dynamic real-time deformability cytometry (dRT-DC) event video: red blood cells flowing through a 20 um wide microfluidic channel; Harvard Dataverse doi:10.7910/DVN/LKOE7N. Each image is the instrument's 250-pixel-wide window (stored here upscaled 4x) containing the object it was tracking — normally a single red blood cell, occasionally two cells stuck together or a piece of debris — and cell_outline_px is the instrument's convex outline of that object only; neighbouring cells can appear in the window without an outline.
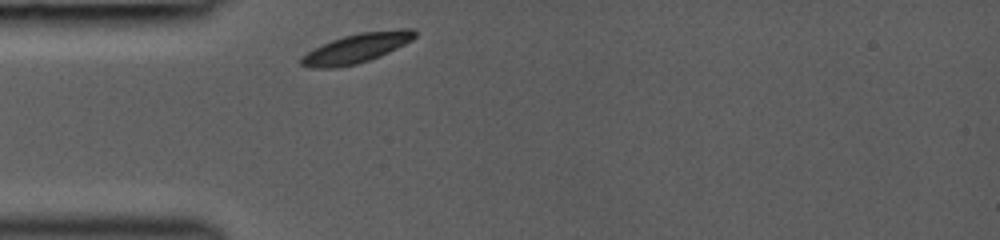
{"species": "common noctule bat (a hibernating species)", "species_latin": "Nyctalus noctula", "temperature_condition": "room temperature", "stored_images_in_passage": 15, "camera_frame_rate_fps": 3000, "um_per_image_px": 0.085, "animal": {"sex": "female", "body_mass_g": 19.0, "forearm_length_mm": 53.3}, "frame": {"image": 1, "passage_image": 1, "time_ms": 0.0, "image_size_px": [1000, 240], "cell_outline_px": [[416, 36], [412, 40], [380, 56], [356, 64], [336, 68], [308, 68], [300, 64], [300, 56], [312, 48], [332, 40], [344, 36], [360, 32], [400, 28], [412, 28], [416, 32]], "centroid_in_image_um": [30.27, 4.09], "position_along_channel_um": 54.7, "area_um2": 19.65}}
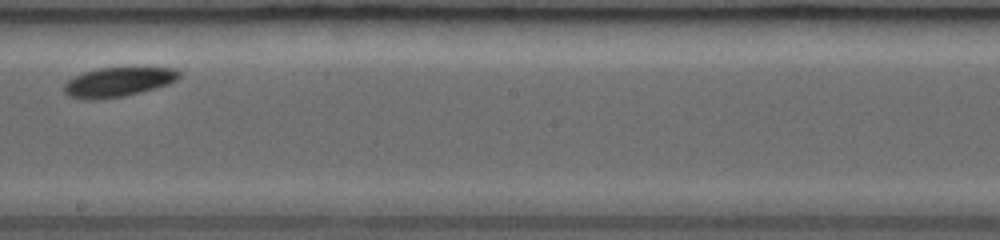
{"frame": {"image": 2, "passage_image": 7, "time_ms": 4.667, "image_size_px": [1000, 240], "cell_outline_px": [[180, 76], [176, 80], [168, 84], [156, 88], [124, 96], [100, 100], [84, 100], [68, 96], [64, 92], [64, 84], [68, 80], [84, 72], [100, 68], [124, 64], [132, 64], [176, 68], [180, 72]], "centroid_in_image_um": [10.1, 6.91], "position_along_channel_um": 238.1, "area_um2": 20.92}}
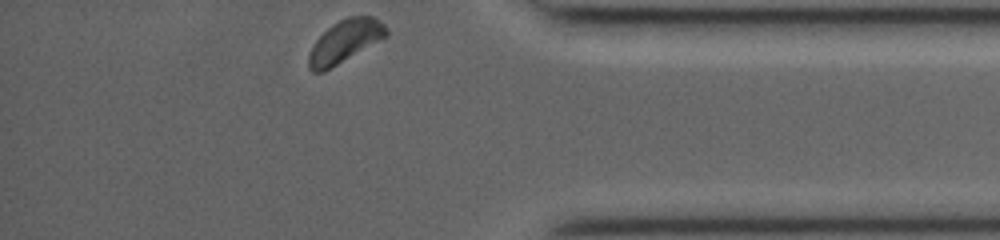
{"frame": {"image": 3, "passage_image": 15, "time_ms": 9.0, "image_size_px": [1000, 240], "cell_outline_px": [[388, 36], [324, 72], [312, 72], [308, 68], [308, 52], [316, 40], [332, 24], [348, 16], [372, 16], [380, 20], [388, 28]], "centroid_in_image_um": [29.32, 3.52], "position_along_channel_um": 405.9, "area_um2": 19.36}}